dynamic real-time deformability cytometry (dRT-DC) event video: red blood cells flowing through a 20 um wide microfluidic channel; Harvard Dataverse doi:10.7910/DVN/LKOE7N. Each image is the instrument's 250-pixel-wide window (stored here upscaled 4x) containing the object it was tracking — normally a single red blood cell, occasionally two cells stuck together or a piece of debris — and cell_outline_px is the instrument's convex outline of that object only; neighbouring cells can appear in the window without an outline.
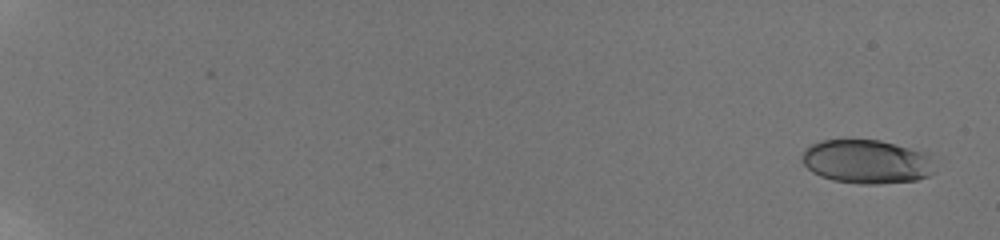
{"species": "human", "species_latin": "Homo sapiens", "temperature_condition": "room temperature", "stored_images_in_passage": 19, "camera_frame_rate_fps": 3000, "um_per_image_px": 0.085, "donor": {"sex": "male"}, "frame": {"image": 1, "passage_image": 1, "time_ms": 0.0, "image_size_px": [1000, 240], "cell_outline_px": [[932, 172], [928, 176], [916, 180], [880, 184], [860, 184], [832, 180], [820, 176], [812, 172], [804, 164], [804, 148], [820, 140], [880, 140], [924, 152], [928, 156]], "centroid_in_image_um": [73.62, 13.74], "position_along_channel_um": 11.4, "area_um2": 33.47}}
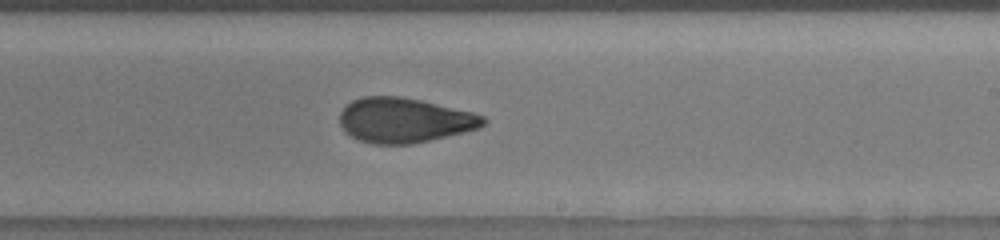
{"frame": {"image": 2, "passage_image": 13, "time_ms": 12.333, "image_size_px": [1000, 240], "cell_outline_px": [[488, 120], [480, 128], [464, 132], [412, 144], [372, 144], [360, 140], [344, 132], [340, 124], [340, 112], [352, 100], [364, 96], [400, 96], [420, 100], [472, 112], [484, 116]], "centroid_in_image_um": [34.36, 10.22], "position_along_channel_um": 254.6, "area_um2": 37.45}}
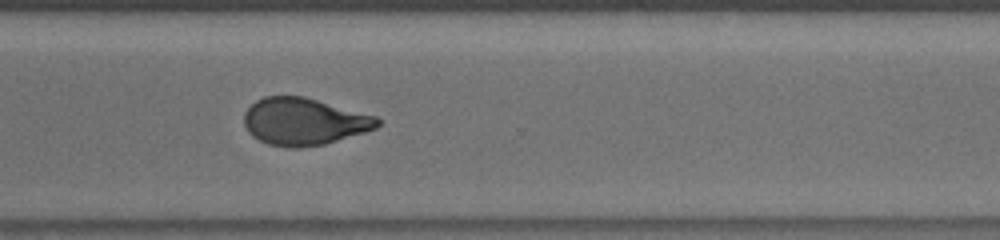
{"frame": {"image": 3, "passage_image": 16, "time_ms": 14.667, "image_size_px": [1000, 240], "cell_outline_px": [[380, 124], [376, 128], [364, 132], [324, 144], [296, 148], [288, 148], [268, 144], [252, 136], [248, 132], [244, 124], [244, 112], [256, 100], [264, 96], [304, 96], [376, 116], [380, 120]], "centroid_in_image_um": [25.81, 10.33], "position_along_channel_um": 344.8, "area_um2": 36.59}, "authors_computed_cell_mechanics": {"area_um2": 36.414, "velocity_mm_per_s": 3.8641, "shape_relaxation_time_tau1_ms": 4.2324, "shape_relaxation_time_tau2_ms": 1.0487, "deformation_change_tau1": 0.1678, "deformation_change_tau2": 0.0708}}